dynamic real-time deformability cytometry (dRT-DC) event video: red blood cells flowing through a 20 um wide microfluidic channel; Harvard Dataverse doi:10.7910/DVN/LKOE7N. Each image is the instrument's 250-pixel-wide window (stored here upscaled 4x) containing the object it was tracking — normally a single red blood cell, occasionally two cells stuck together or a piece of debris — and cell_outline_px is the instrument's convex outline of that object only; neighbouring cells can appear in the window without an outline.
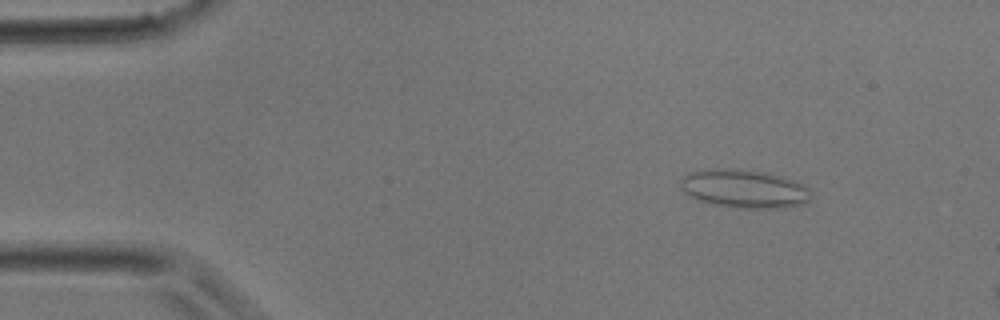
{"species": "common noctule bat (a hibernating species)", "species_latin": "Nyctalus noctula", "temperature_condition": "room temperature", "stored_images_in_passage": 10, "camera_frame_rate_fps": 3000, "um_per_image_px": 0.085, "animal": {"sex": "male", "body_mass_g": 17.9}, "frame": {"image": 1, "passage_image": 5, "time_ms": 1.333, "image_size_px": [1000, 320], "cell_outline_px": [[812, 192], [808, 200], [804, 204], [784, 208], [736, 208], [712, 204], [688, 196], [680, 188], [680, 180], [688, 172], [712, 168], [728, 168], [768, 172], [796, 180], [808, 188]], "centroid_in_image_um": [63.25, 16.04], "position_along_channel_um": 21.7, "area_um2": 29.65}}